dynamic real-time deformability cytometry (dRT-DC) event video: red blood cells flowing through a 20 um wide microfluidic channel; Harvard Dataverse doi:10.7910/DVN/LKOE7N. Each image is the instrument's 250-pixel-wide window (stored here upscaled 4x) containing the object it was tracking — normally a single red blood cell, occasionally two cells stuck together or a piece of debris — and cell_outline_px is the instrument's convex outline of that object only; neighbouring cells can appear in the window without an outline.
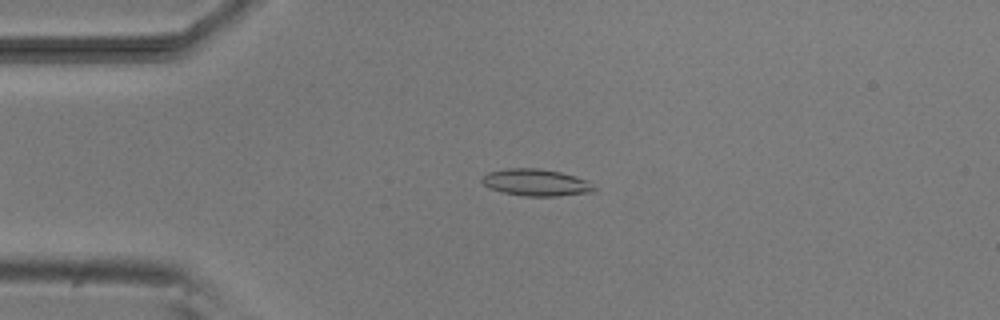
{"species": "common noctule bat (a hibernating species)", "species_latin": "Nyctalus noctula", "temperature_condition": "room temperature", "stored_images_in_passage": 10, "camera_frame_rate_fps": 3000, "um_per_image_px": 0.085, "animal": {"sex": "male", "body_mass_g": 20.5, "forearm_length_mm": 52.5}, "frame": {"image": 1, "passage_image": 1, "time_ms": 0.0, "image_size_px": [1000, 320], "cell_outline_px": [[596, 192], [556, 196], [524, 196], [504, 192], [488, 188], [480, 180], [488, 172], [508, 168], [540, 168], [560, 172], [576, 176], [584, 180], [596, 188]], "centroid_in_image_um": [45.56, 15.51], "position_along_channel_um": 39.4, "area_um2": 17.51}}
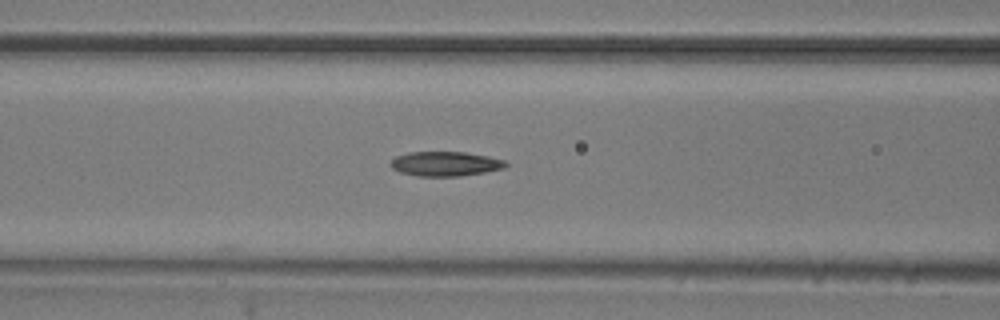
{"frame": {"image": 2, "passage_image": 10, "time_ms": 3.0, "image_size_px": [1000, 320], "cell_outline_px": [[508, 164], [504, 168], [484, 172], [460, 176], [416, 176], [400, 172], [392, 168], [392, 160], [396, 156], [408, 152], [464, 152], [488, 156], [504, 160]], "centroid_in_image_um": [37.86, 13.92], "position_along_channel_um": 128.7, "area_um2": 16.36}}